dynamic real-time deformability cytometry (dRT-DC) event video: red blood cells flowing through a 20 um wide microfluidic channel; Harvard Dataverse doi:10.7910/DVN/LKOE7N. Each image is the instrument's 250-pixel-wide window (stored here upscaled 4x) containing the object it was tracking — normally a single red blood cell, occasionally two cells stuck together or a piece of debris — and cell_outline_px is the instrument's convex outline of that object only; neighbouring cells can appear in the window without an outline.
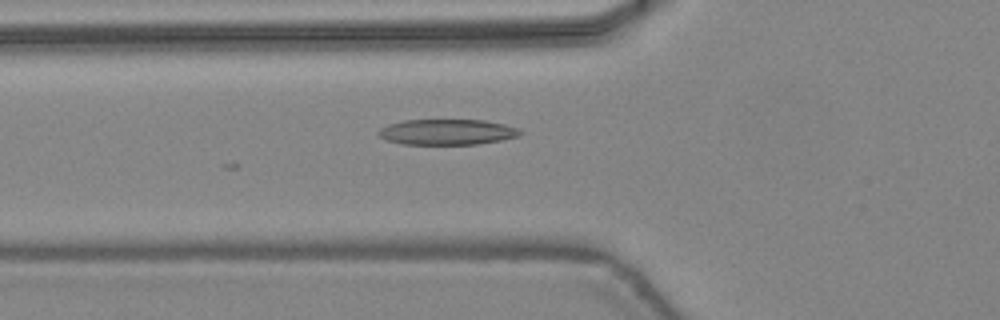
{"species": "common noctule bat (a hibernating species)", "species_latin": "Nyctalus noctula", "temperature_condition": "warm", "stored_images_in_passage": 6, "camera_frame_rate_fps": 3000, "um_per_image_px": 0.085, "animal": {"sex": "female", "body_mass_g": 24.6, "forearm_length_mm": 56.2}, "frame": {"image": 1, "passage_image": 2, "time_ms": 0.333, "image_size_px": [1000, 320], "cell_outline_px": [[524, 132], [520, 136], [500, 140], [476, 144], [400, 144], [384, 140], [376, 132], [380, 128], [388, 124], [404, 120], [484, 120], [504, 124], [520, 128]], "centroid_in_image_um": [38.0, 11.22], "position_along_channel_um": 87.8, "area_um2": 21.33}}
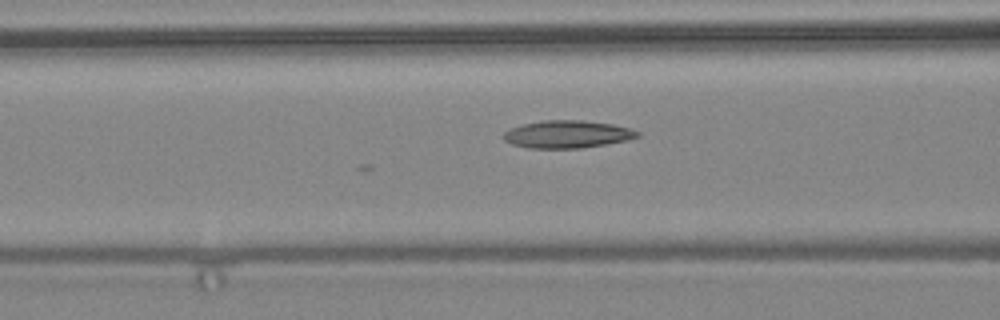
{"frame": {"image": 2, "passage_image": 4, "time_ms": 1.0, "image_size_px": [1000, 320], "cell_outline_px": [[640, 136], [628, 140], [580, 148], [528, 148], [512, 144], [504, 140], [504, 132], [508, 128], [524, 124], [544, 120], [580, 120], [612, 124], [628, 128], [640, 132]], "centroid_in_image_um": [48.2, 11.41], "position_along_channel_um": 118.4, "area_um2": 21.39}}
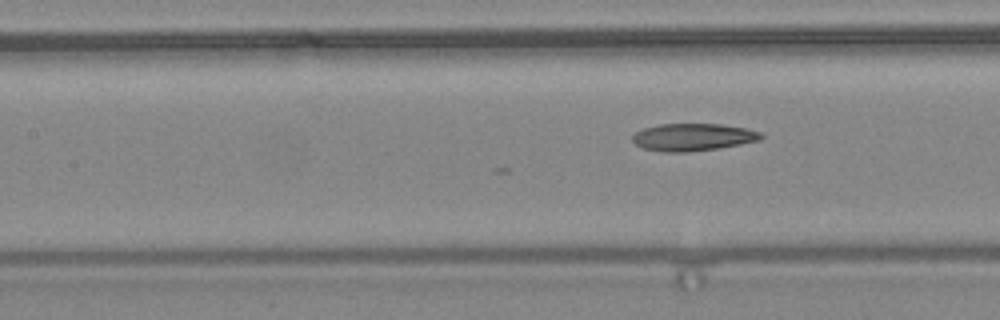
{"frame": {"image": 3, "passage_image": 6, "time_ms": 1.667, "image_size_px": [1000, 320], "cell_outline_px": [[764, 136], [760, 140], [720, 148], [688, 152], [664, 152], [644, 148], [636, 144], [632, 140], [632, 136], [636, 132], [644, 128], [660, 124], [720, 124], [744, 128], [760, 132]], "centroid_in_image_um": [58.9, 11.66], "position_along_channel_um": 148.5, "area_um2": 20.4}}